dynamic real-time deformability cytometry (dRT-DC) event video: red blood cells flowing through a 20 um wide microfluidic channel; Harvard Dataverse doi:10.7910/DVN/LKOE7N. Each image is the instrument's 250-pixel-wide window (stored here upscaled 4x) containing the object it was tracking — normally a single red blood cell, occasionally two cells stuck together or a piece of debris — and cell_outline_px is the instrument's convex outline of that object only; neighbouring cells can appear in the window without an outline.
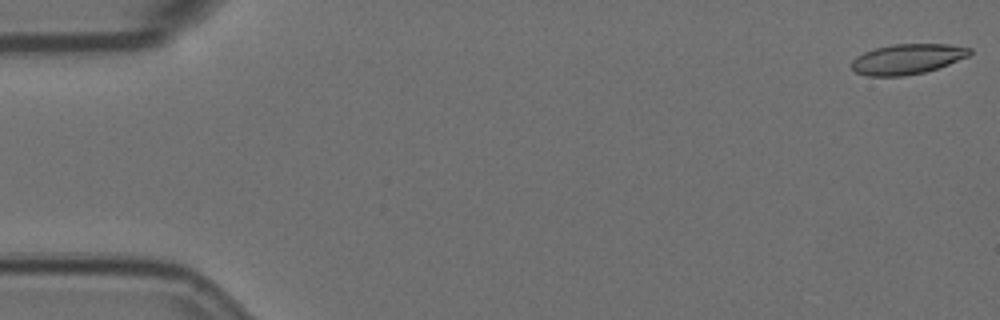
{"species": "Egyptian fruit bat (a non-hibernating species)", "species_latin": "Rousettus aegyptiacus", "temperature_condition": "room temperature", "stored_images_in_passage": 27, "camera_frame_rate_fps": 3000, "um_per_image_px": 0.085, "animal": {"sex": "female"}, "frame": {"image": 1, "passage_image": 1, "time_ms": 0.0, "image_size_px": [1000, 320], "cell_outline_px": [[972, 52], [968, 56], [948, 64], [924, 72], [900, 76], [868, 76], [856, 72], [852, 68], [852, 60], [856, 56], [864, 52], [876, 48], [892, 44], [948, 44], [972, 48]], "centroid_in_image_um": [77.11, 5.01], "position_along_channel_um": 7.9, "area_um2": 20.63}}
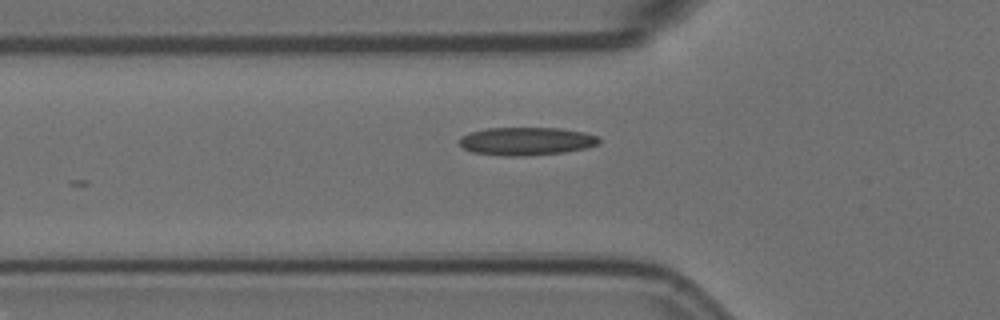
{"frame": {"image": 2, "passage_image": 19, "time_ms": 6.0, "image_size_px": [1000, 320], "cell_outline_px": [[600, 144], [584, 148], [564, 152], [528, 156], [504, 156], [472, 152], [464, 148], [460, 144], [460, 136], [468, 132], [488, 128], [560, 128], [584, 132], [596, 136], [600, 140]], "centroid_in_image_um": [44.72, 12.0], "position_along_channel_um": 81.1, "area_um2": 22.89}}
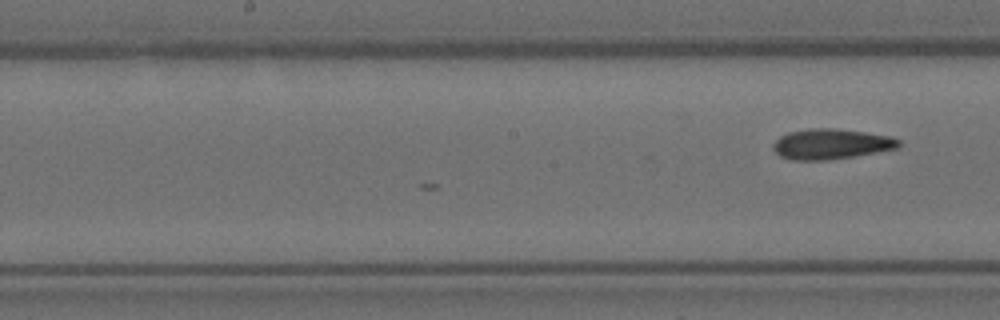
{"frame": {"image": 3, "passage_image": 27, "time_ms": 8.667, "image_size_px": [1000, 320], "cell_outline_px": [[900, 148], [828, 160], [792, 160], [780, 156], [772, 148], [772, 144], [780, 136], [788, 132], [808, 128], [832, 128], [864, 132], [892, 136], [900, 140]], "centroid_in_image_um": [70.63, 12.24], "position_along_channel_um": 177.6, "area_um2": 22.25}}